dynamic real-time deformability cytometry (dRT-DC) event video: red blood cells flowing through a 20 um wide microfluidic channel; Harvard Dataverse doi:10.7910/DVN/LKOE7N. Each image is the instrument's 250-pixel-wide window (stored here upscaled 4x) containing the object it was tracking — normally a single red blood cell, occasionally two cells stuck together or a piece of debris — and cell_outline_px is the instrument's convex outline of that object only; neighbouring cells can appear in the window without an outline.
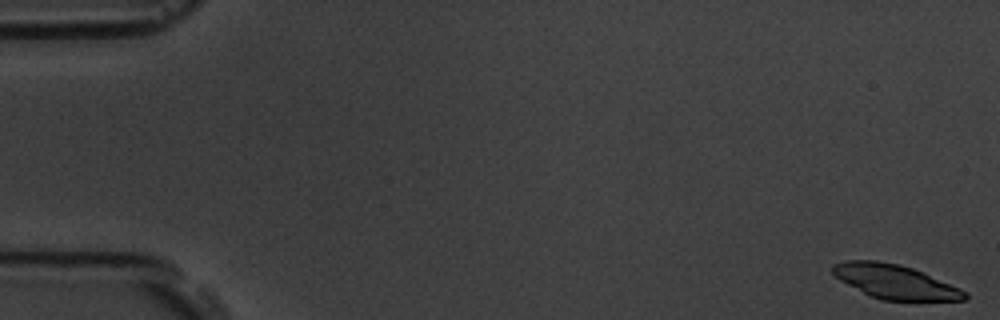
{"species": "common noctule bat (a hibernating species)", "species_latin": "Nyctalus noctula", "temperature_condition": "room temperature", "stored_images_in_passage": 55, "camera_frame_rate_fps": 3000, "um_per_image_px": 0.085, "animal": {"sex": "male", "body_mass_g": 19.5, "forearm_length_mm": 54.6}, "frame": {"image": 1, "passage_image": 1, "time_ms": 0.0, "image_size_px": [1000, 320], "cell_outline_px": [[968, 296], [964, 300], [880, 300], [840, 280], [832, 272], [832, 264], [844, 260], [876, 260], [900, 264], [912, 268], [960, 288]], "centroid_in_image_um": [76.04, 23.93], "position_along_channel_um": 9.0, "area_um2": 25.84}}